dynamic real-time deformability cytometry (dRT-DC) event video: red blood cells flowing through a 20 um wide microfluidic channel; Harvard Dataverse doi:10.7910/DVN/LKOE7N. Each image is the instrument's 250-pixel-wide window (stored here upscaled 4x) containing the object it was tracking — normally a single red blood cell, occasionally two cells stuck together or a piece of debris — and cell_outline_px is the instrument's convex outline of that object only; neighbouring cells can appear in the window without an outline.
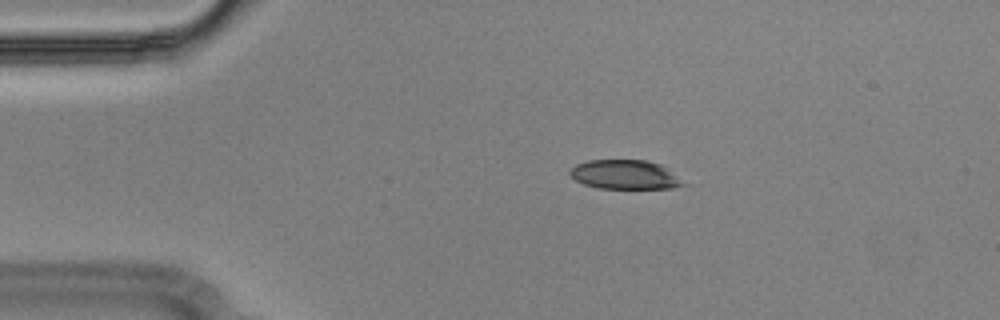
{"species": "Egyptian fruit bat (a non-hibernating species)", "species_latin": "Rousettus aegyptiacus", "temperature_condition": "cold", "stored_images_in_passage": 46, "camera_frame_rate_fps": 3000, "um_per_image_px": 0.085, "animal": {"sex": "male"}, "frame": {"image": 1, "passage_image": 1, "time_ms": 0.0, "image_size_px": [1000, 320], "cell_outline_px": [[692, 184], [672, 188], [596, 188], [584, 184], [576, 180], [568, 172], [576, 164], [588, 160], [644, 160], [660, 164]], "centroid_in_image_um": [53.19, 14.85], "position_along_channel_um": 31.8, "area_um2": 19.48}}
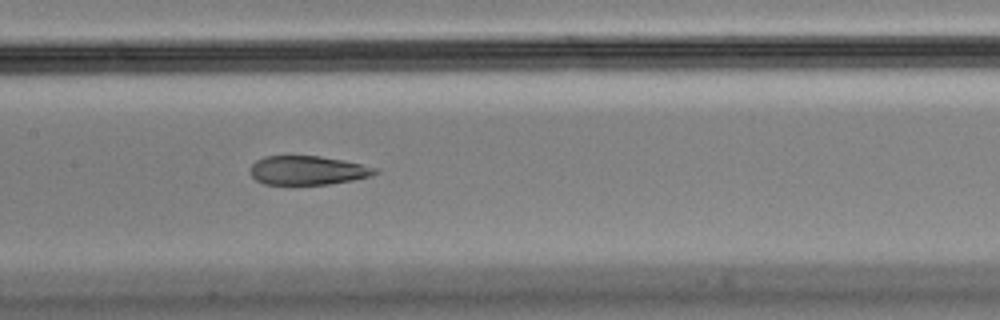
{"frame": {"image": 2, "passage_image": 17, "time_ms": 5.333, "image_size_px": [1000, 320], "cell_outline_px": [[380, 172], [372, 176], [352, 180], [328, 184], [264, 184], [256, 180], [252, 176], [248, 168], [256, 160], [264, 156], [320, 156], [344, 160], [380, 168]], "centroid_in_image_um": [26.18, 14.47], "position_along_channel_um": 181.2, "area_um2": 21.27}}
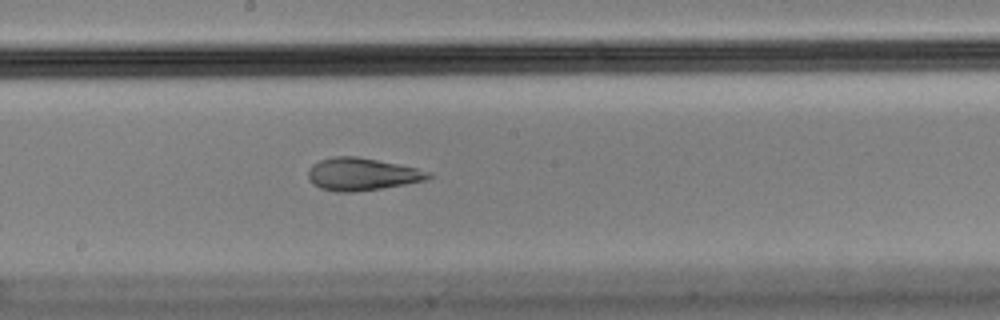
{"frame": {"image": 3, "passage_image": 20, "time_ms": 6.333, "image_size_px": [1000, 320], "cell_outline_px": [[432, 176], [424, 180], [404, 184], [380, 188], [352, 192], [336, 192], [320, 188], [312, 184], [308, 180], [308, 168], [312, 164], [320, 160], [336, 156], [356, 156], [416, 168], [432, 172]], "centroid_in_image_um": [30.7, 14.81], "position_along_channel_um": 217.5, "area_um2": 22.6}, "authors_computed_cell_mechanics": {"area_um2": 22.6865, "velocity_mm_per_s": 3.6225, "shape_relaxation_time_tau1_ms": null, "shape_relaxation_time_tau2_ms": 1.9893, "deformation_change_tau1": null, "deformation_change_tau2": 0.0969}}